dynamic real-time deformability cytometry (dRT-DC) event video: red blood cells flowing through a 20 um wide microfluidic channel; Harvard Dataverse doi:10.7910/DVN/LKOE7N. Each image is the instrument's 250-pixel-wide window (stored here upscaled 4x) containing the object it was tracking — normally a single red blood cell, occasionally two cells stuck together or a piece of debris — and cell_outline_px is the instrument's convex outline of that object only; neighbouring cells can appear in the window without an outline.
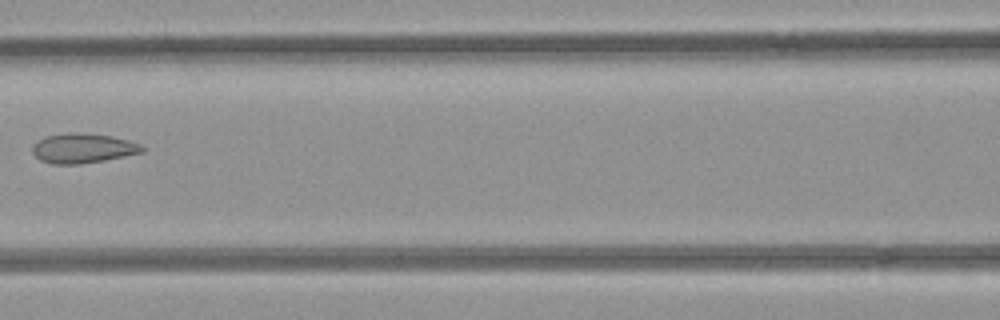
{"species": "common noctule bat (a hibernating species)", "species_latin": "Nyctalus noctula", "temperature_condition": "room temperature", "stored_images_in_passage": 7, "camera_frame_rate_fps": 3000, "um_per_image_px": 0.085, "animal": {"sex": "female", "body_mass_g": 21.9}, "frame": {"image": 1, "passage_image": 6, "time_ms": 1.667, "image_size_px": [1000, 320], "cell_outline_px": [[144, 152], [104, 160], [80, 164], [52, 164], [40, 160], [32, 152], [32, 144], [44, 136], [68, 132], [80, 132], [112, 136], [128, 140], [140, 144], [144, 148]], "centroid_in_image_um": [7.01, 12.59], "position_along_channel_um": 159.6, "area_um2": 19.13}}
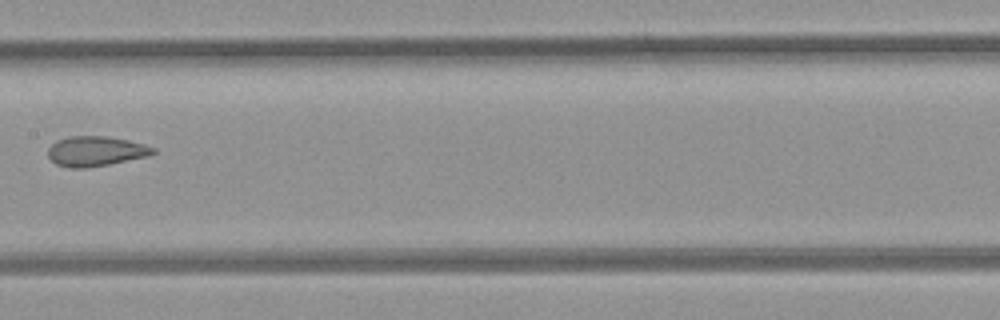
{"frame": {"image": 2, "passage_image": 7, "time_ms": 2.0, "image_size_px": [1000, 320], "cell_outline_px": [[156, 152], [148, 156], [88, 168], [68, 168], [56, 164], [48, 156], [48, 148], [56, 140], [68, 136], [108, 136], [128, 140], [144, 144], [156, 148]], "centroid_in_image_um": [8.12, 12.85], "position_along_channel_um": 199.3, "area_um2": 18.44}}